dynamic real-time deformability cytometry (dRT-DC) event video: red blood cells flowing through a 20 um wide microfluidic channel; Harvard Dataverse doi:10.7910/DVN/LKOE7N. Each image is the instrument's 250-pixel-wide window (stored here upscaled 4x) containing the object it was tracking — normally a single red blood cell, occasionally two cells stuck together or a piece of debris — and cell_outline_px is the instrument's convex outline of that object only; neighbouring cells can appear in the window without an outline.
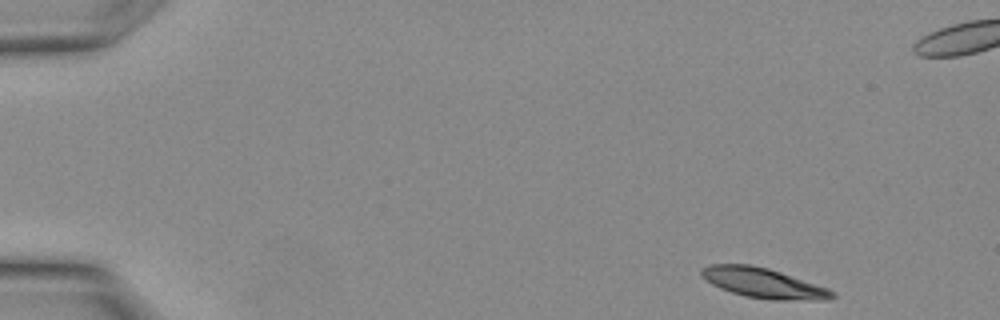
{"species": "Egyptian fruit bat (a non-hibernating species)", "species_latin": "Rousettus aegyptiacus", "temperature_condition": "warm", "stored_images_in_passage": 10, "camera_frame_rate_fps": 3000, "um_per_image_px": 0.085, "animal": {"sex": "female"}, "frame": {"image": 1, "passage_image": 1, "time_ms": 0.0, "image_size_px": [1000, 320], "cell_outline_px": [[836, 296], [824, 300], [772, 300], [744, 296], [720, 288], [712, 284], [700, 276], [700, 268], [708, 264], [752, 264], [768, 268], [828, 288], [836, 292]], "centroid_in_image_um": [64.85, 24.05], "position_along_channel_um": 20.1, "area_um2": 22.95}}
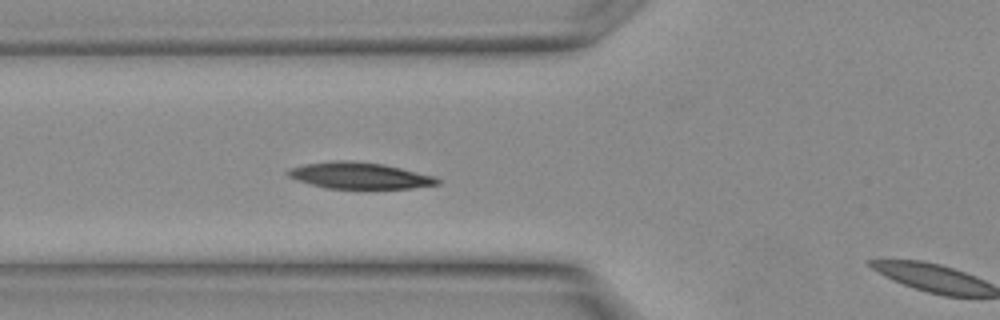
{"frame": {"image": 2, "passage_image": 9, "time_ms": 2.667, "image_size_px": [1000, 320], "cell_outline_px": [[440, 184], [412, 188], [328, 188], [312, 184], [288, 176], [284, 172], [288, 168], [304, 164], [332, 160], [352, 160], [384, 164], [436, 176], [440, 180]], "centroid_in_image_um": [30.57, 14.9], "position_along_channel_um": 95.2, "area_um2": 23.0}}